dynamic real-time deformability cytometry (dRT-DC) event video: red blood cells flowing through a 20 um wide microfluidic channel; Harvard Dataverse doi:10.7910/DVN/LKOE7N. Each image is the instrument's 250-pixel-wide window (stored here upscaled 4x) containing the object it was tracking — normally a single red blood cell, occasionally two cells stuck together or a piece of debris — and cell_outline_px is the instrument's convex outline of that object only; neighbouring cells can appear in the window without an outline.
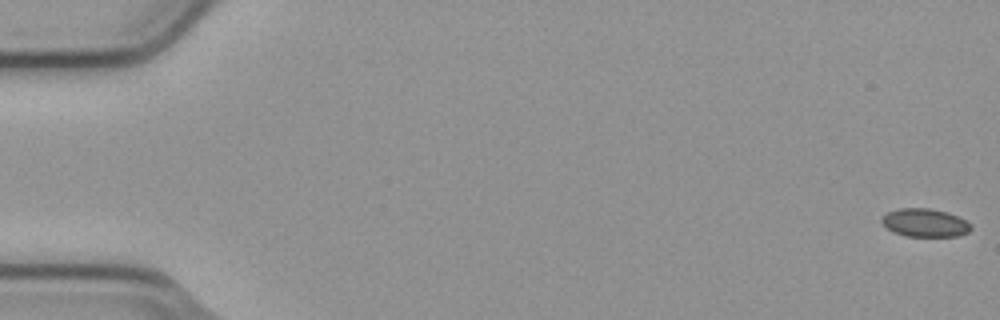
{"species": "common noctule bat (a hibernating species)", "species_latin": "Nyctalus noctula", "temperature_condition": "cold", "stored_images_in_passage": 6, "camera_frame_rate_fps": 3000, "um_per_image_px": 0.085, "animal": {"sex": "male", "body_mass_g": 23.1, "forearm_length_mm": 52.7}, "frame": {"image": 1, "passage_image": 1, "time_ms": 0.0, "image_size_px": [1000, 320], "cell_outline_px": [[972, 228], [968, 232], [960, 236], [904, 236], [892, 232], [880, 220], [880, 216], [888, 212], [900, 208], [928, 208], [948, 212], [972, 224]], "centroid_in_image_um": [78.6, 18.94], "position_along_channel_um": 6.4, "area_um2": 14.74}}
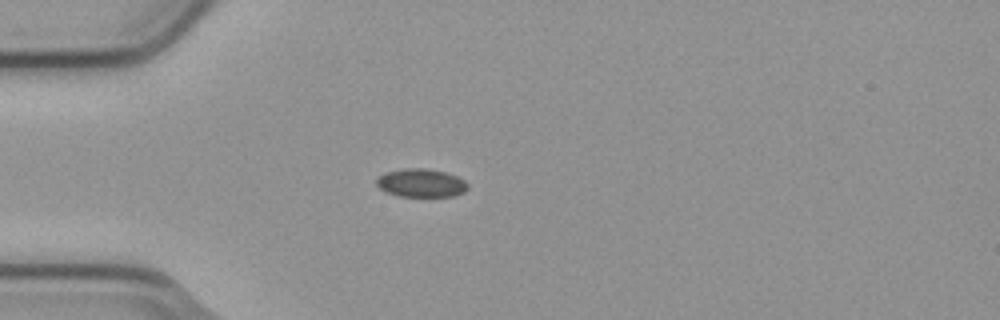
{"frame": {"image": 2, "passage_image": 5, "time_ms": 1.333, "image_size_px": [1000, 320], "cell_outline_px": [[468, 188], [464, 192], [452, 196], [400, 196], [384, 192], [376, 184], [376, 176], [384, 172], [404, 168], [424, 168], [444, 172], [456, 176], [464, 180], [468, 184]], "centroid_in_image_um": [35.74, 15.54], "position_along_channel_um": 49.3, "area_um2": 15.14}}